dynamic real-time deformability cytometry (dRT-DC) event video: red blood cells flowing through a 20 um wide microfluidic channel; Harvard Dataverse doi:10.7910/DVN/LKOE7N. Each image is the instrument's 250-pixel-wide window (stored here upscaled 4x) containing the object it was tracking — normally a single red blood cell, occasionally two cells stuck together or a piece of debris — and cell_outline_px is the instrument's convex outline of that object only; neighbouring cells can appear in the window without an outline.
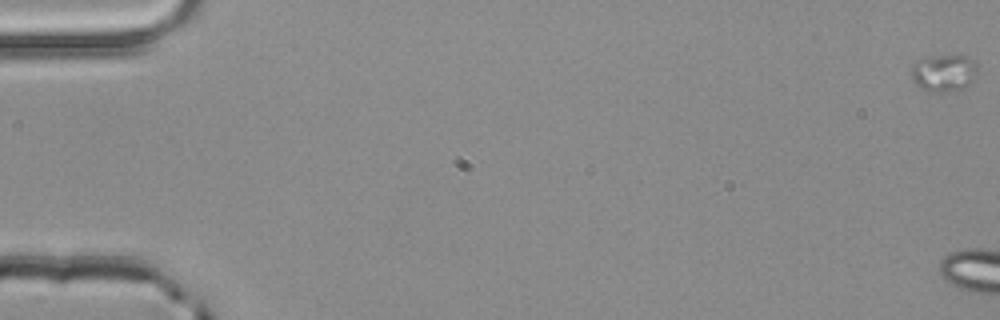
{"species": "common noctule bat (a hibernating species)", "species_latin": "Nyctalus noctula", "temperature_condition": "room temperature", "stored_images_in_passage": 5, "segment_of_instrument_passage": [1, 2], "camera_frame_rate_fps": 3000, "um_per_image_px": 0.085, "animal": {"sex": "male", "body_mass_g": 20.4}, "frame": {"image": 1, "passage_image": 1, "time_ms": 0.0, "image_size_px": [1000, 320], "cell_outline_px": [[976, 64], [972, 80], [968, 84], [960, 88], [948, 92], [928, 92], [920, 88], [912, 80], [912, 64], [916, 60], [924, 56], [964, 56], [976, 60]], "centroid_in_image_um": [80.15, 6.19], "position_along_channel_um": 4.9, "area_um2": 14.22}}